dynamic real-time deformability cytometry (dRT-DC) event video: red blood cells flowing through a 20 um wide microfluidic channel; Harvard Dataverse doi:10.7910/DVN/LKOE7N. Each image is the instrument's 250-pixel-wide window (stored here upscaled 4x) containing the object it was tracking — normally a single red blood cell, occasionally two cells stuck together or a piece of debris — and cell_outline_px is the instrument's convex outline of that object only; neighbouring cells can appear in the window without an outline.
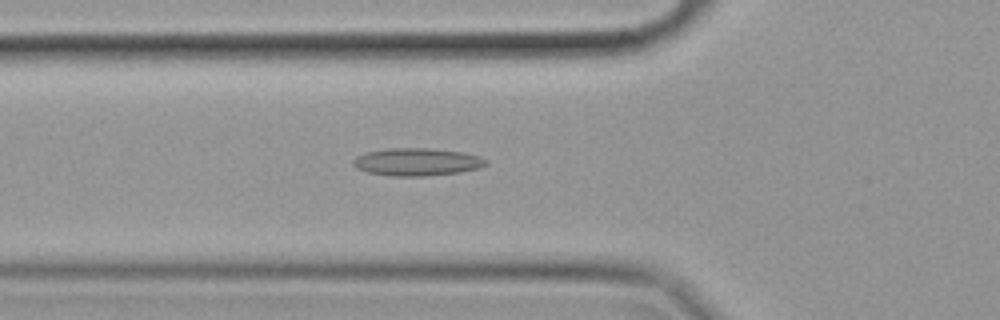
{"species": "common noctule bat (a hibernating species)", "species_latin": "Nyctalus noctula", "temperature_condition": "cold", "stored_images_in_passage": 57, "camera_frame_rate_fps": 3000, "um_per_image_px": 0.085, "animal": {"sex": "female", "body_mass_g": 19.9}, "frame": {"image": 1, "passage_image": 20, "time_ms": 6.333, "image_size_px": [1000, 320], "cell_outline_px": [[488, 164], [480, 168], [460, 172], [424, 176], [392, 176], [368, 172], [356, 168], [352, 164], [352, 160], [356, 156], [364, 152], [388, 148], [428, 148], [460, 152], [480, 156], [488, 160]], "centroid_in_image_um": [35.43, 13.76], "position_along_channel_um": 90.4, "area_um2": 21.5}}
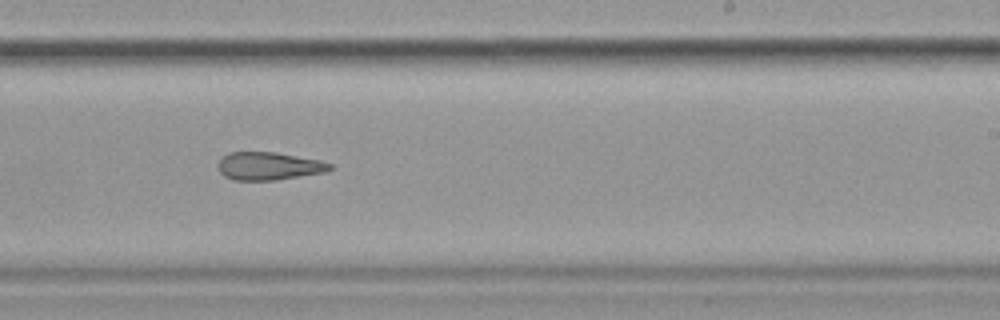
{"frame": {"image": 2, "passage_image": 35, "time_ms": 11.333, "image_size_px": [1000, 320], "cell_outline_px": [[332, 168], [324, 172], [276, 180], [232, 180], [224, 176], [220, 172], [216, 164], [220, 156], [228, 152], [276, 152], [320, 160], [332, 164]], "centroid_in_image_um": [22.78, 14.11], "position_along_channel_um": 266.2, "area_um2": 18.38}}
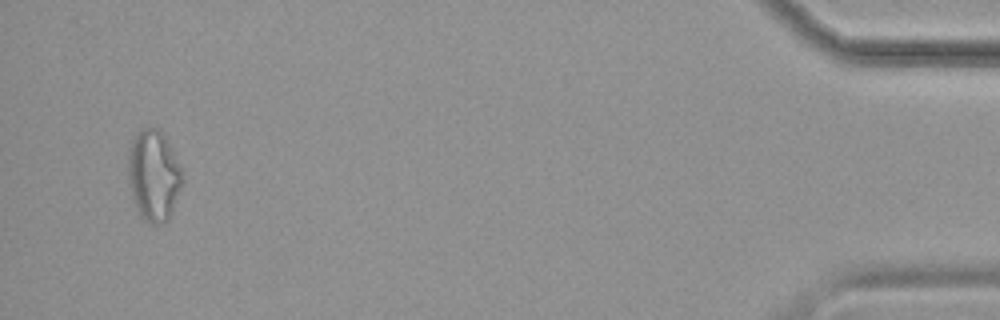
{"frame": {"image": 3, "passage_image": 55, "time_ms": 18.0, "image_size_px": [1000, 320], "cell_outline_px": [[184, 172], [180, 188], [172, 212], [168, 220], [160, 224], [152, 224], [144, 220], [136, 208], [128, 184], [128, 148], [136, 132], [140, 128], [156, 128], [164, 132]], "centroid_in_image_um": [13.06, 14.88], "position_along_channel_um": 422.1, "area_um2": 29.19}}